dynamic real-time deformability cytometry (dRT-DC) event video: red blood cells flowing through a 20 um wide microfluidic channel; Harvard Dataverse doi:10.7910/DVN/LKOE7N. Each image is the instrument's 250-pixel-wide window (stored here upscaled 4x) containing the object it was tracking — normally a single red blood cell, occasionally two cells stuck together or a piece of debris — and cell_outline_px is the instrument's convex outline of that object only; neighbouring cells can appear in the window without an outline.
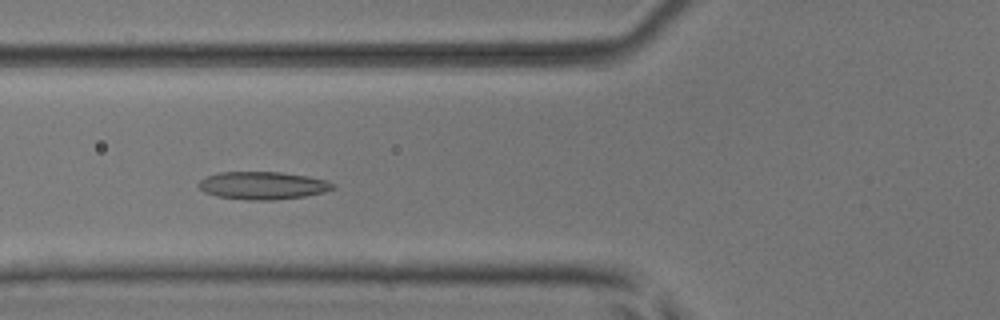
{"species": "common noctule bat (a hibernating species)", "species_latin": "Nyctalus noctula", "temperature_condition": "room temperature", "stored_images_in_passage": 48, "camera_frame_rate_fps": 3000, "um_per_image_px": 0.085, "animal": {"sex": "male", "body_mass_g": 17.9, "forearm_length_mm": 54.2}, "frame": {"image": 1, "passage_image": 17, "time_ms": 5.333, "image_size_px": [1000, 320], "cell_outline_px": [[336, 188], [324, 192], [304, 196], [276, 200], [248, 200], [216, 196], [204, 192], [196, 184], [204, 176], [220, 172], [280, 172], [308, 176], [324, 180], [336, 184]], "centroid_in_image_um": [22.31, 15.77], "position_along_channel_um": 103.5, "area_um2": 21.85}}
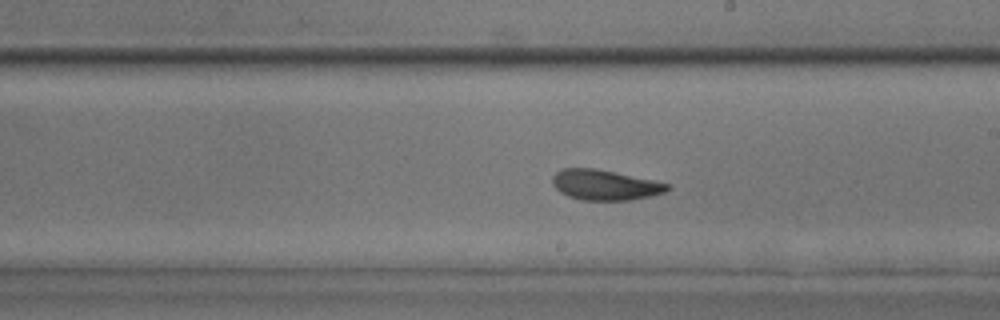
{"frame": {"image": 2, "passage_image": 27, "time_ms": 8.667, "image_size_px": [1000, 320], "cell_outline_px": [[672, 188], [664, 192], [652, 196], [632, 200], [580, 200], [568, 196], [560, 192], [552, 184], [552, 176], [556, 172], [564, 168], [596, 168], [668, 184]], "centroid_in_image_um": [51.39, 15.73], "position_along_channel_um": 237.6, "area_um2": 20.17}}
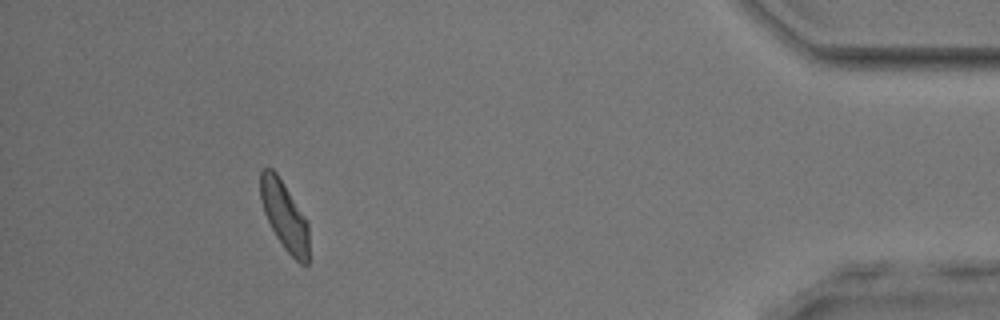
{"frame": {"image": 3, "passage_image": 44, "time_ms": 14.333, "image_size_px": [1000, 320], "cell_outline_px": [[308, 264], [304, 268], [284, 248], [276, 236], [264, 212], [260, 200], [260, 172], [264, 168], [272, 168], [276, 172], [308, 220]], "centroid_in_image_um": [24.19, 18.34], "position_along_channel_um": 411.0, "area_um2": 19.48}, "authors_computed_cell_mechanics": {"area_um2": 20.5768, "velocity_mm_per_s": 4.0399, "shape_relaxation_time_tau1_ms": 4.1824, "shape_relaxation_time_tau2_ms": 1.7496, "deformation_change_tau1": 0.1139, "deformation_change_tau2": 0.0865}}